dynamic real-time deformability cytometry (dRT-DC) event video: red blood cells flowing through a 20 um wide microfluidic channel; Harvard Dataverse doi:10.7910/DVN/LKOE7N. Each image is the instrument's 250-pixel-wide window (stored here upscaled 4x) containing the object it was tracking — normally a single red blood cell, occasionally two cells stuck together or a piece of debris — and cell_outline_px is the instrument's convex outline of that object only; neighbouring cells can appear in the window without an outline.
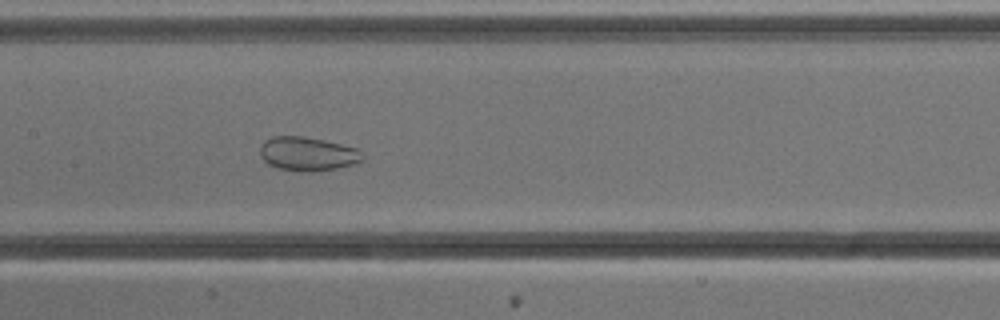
{"species": "common noctule bat (a hibernating species)", "species_latin": "Nyctalus noctula", "temperature_condition": "cold", "stored_images_in_passage": 53, "camera_frame_rate_fps": 3000, "um_per_image_px": 0.085, "animal": {"sex": "male", "body_mass_g": 13.3}, "frame": {"image": 1, "passage_image": 25, "time_ms": 8.0, "image_size_px": [1000, 320], "cell_outline_px": [[364, 160], [352, 164], [336, 168], [312, 172], [300, 172], [280, 168], [268, 164], [260, 156], [260, 148], [264, 140], [272, 136], [304, 136], [324, 140], [356, 148], [364, 156]], "centroid_in_image_um": [26.13, 13.07], "position_along_channel_um": 181.3, "area_um2": 20.23}}
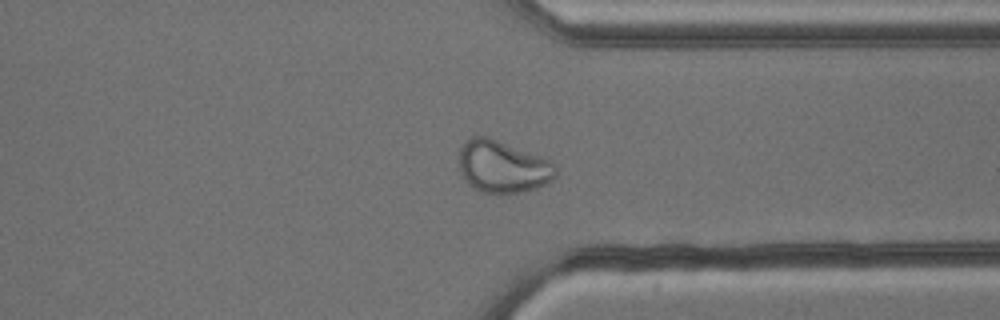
{"frame": {"image": 2, "passage_image": 40, "time_ms": 13.0, "image_size_px": [1000, 320], "cell_outline_px": [[556, 176], [552, 180], [536, 188], [520, 192], [484, 192], [472, 188], [468, 184], [460, 172], [460, 148], [472, 136], [488, 136], [540, 156], [556, 164]], "centroid_in_image_um": [42.73, 14.16], "position_along_channel_um": 368.7, "area_um2": 29.07}}
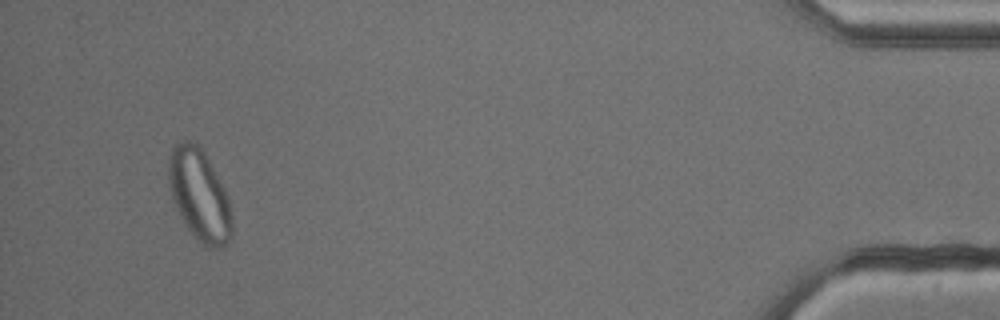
{"frame": {"image": 3, "passage_image": 50, "time_ms": 16.333, "image_size_px": [1000, 320], "cell_outline_px": [[232, 240], [220, 248], [208, 248], [188, 228], [180, 216], [172, 200], [168, 184], [168, 160], [172, 148], [180, 140], [188, 140], [196, 144], [204, 152], [224, 188], [228, 196], [232, 216]], "centroid_in_image_um": [16.95, 16.58], "position_along_channel_um": 418.3, "area_um2": 33.76}}